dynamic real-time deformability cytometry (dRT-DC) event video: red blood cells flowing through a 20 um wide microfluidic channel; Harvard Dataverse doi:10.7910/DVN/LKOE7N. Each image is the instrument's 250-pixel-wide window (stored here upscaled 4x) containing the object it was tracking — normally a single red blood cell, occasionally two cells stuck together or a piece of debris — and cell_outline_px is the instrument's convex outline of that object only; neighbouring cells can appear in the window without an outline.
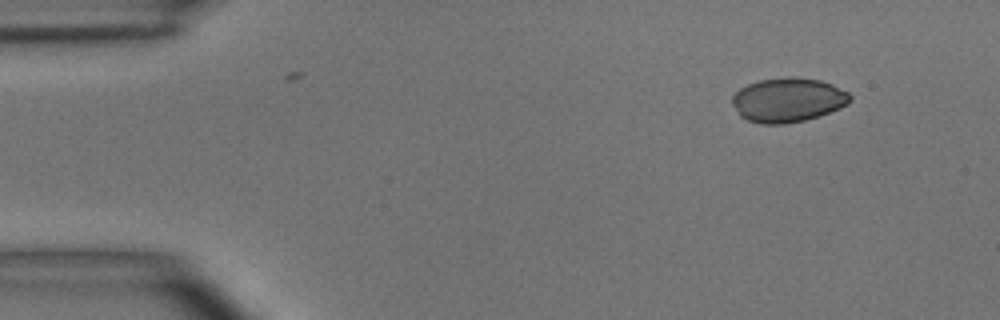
{"species": "common noctule bat (a hibernating species)", "species_latin": "Nyctalus noctula", "temperature_condition": "room temperature", "stored_images_in_passage": 5, "segment_of_instrument_passage": [2, 2], "camera_frame_rate_fps": 3000, "um_per_image_px": 0.085, "animal": {"sex": "male", "body_mass_g": 15.6}, "frame": {"image": 1, "passage_image": 5, "time_ms": 4.667, "image_size_px": [1000, 320], "cell_outline_px": [[852, 100], [848, 104], [840, 108], [820, 116], [804, 120], [784, 124], [764, 124], [748, 120], [740, 116], [732, 104], [732, 96], [740, 88], [748, 84], [760, 80], [788, 76], [796, 76], [820, 80], [832, 84], [848, 92], [852, 96]], "centroid_in_image_um": [66.99, 8.49], "position_along_channel_um": 18.0, "area_um2": 30.63}}